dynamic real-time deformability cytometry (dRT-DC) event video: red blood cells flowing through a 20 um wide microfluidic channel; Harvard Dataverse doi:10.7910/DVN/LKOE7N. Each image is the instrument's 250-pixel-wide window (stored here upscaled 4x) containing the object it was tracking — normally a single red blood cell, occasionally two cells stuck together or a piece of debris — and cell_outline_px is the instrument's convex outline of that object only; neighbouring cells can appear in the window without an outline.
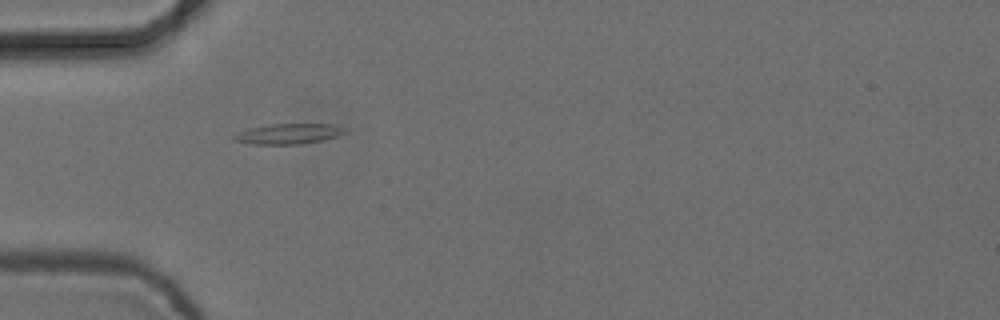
{"species": "common noctule bat (a hibernating species)", "species_latin": "Nyctalus noctula", "temperature_condition": "cold", "stored_images_in_passage": 4, "camera_frame_rate_fps": 3000, "um_per_image_px": 0.085, "animal": {"sex": "female", "body_mass_g": 24.6, "forearm_length_mm": 56.2}, "frame": {"image": 1, "passage_image": 1, "time_ms": 0.0, "image_size_px": [1000, 320], "cell_outline_px": [[348, 132], [324, 140], [300, 144], [252, 144], [232, 140], [232, 136], [236, 132], [248, 128], [268, 124], [336, 124], [344, 128]], "centroid_in_image_um": [24.49, 11.37], "position_along_channel_um": 60.5, "area_um2": 13.35}}
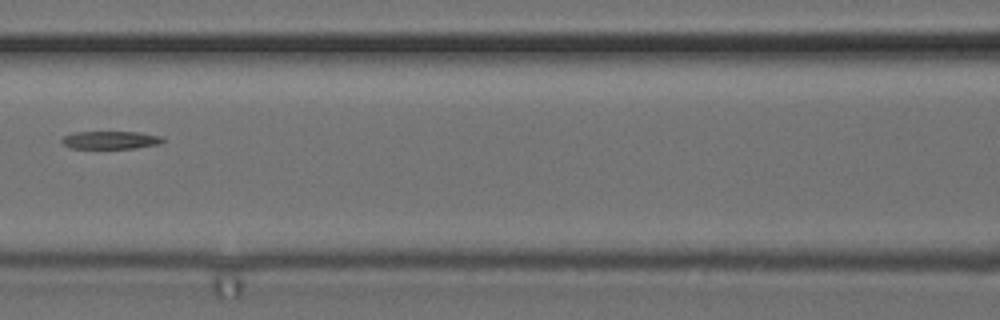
{"frame": {"image": 2, "passage_image": 3, "time_ms": 0.667, "image_size_px": [1000, 320], "cell_outline_px": [[164, 140], [160, 144], [136, 148], [72, 148], [64, 144], [60, 140], [64, 136], [72, 132], [140, 132], [160, 136]], "centroid_in_image_um": [9.4, 11.9], "position_along_channel_um": 157.2, "area_um2": 10.46}}
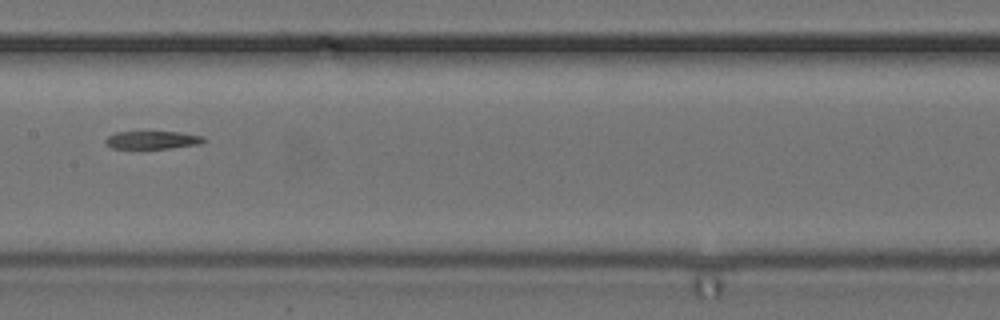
{"frame": {"image": 3, "passage_image": 4, "time_ms": 1.0, "image_size_px": [1000, 320], "cell_outline_px": [[208, 140], [200, 144], [172, 148], [112, 148], [104, 144], [104, 140], [108, 136], [116, 132], [180, 132], [204, 136]], "centroid_in_image_um": [12.98, 11.9], "position_along_channel_um": 194.4, "area_um2": 10.35}}